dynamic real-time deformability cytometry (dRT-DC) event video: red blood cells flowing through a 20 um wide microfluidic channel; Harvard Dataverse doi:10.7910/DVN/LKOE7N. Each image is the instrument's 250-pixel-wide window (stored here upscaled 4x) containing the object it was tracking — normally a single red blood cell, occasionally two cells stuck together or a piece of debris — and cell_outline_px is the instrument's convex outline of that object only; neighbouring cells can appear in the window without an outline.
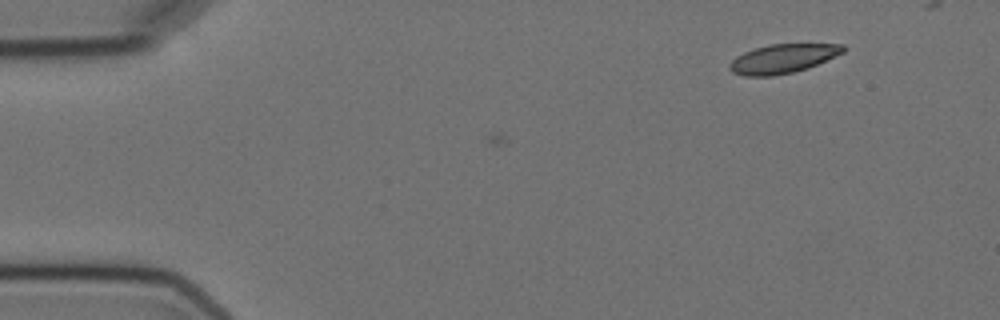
{"species": "Egyptian fruit bat (a non-hibernating species)", "species_latin": "Rousettus aegyptiacus", "temperature_condition": "cold", "stored_images_in_passage": 3, "camera_frame_rate_fps": 3000, "um_per_image_px": 0.085, "animal": {"sex": "female"}, "frame": {"image": 1, "passage_image": 3, "time_ms": 2.333, "image_size_px": [1000, 320], "cell_outline_px": [[844, 52], [808, 68], [792, 72], [772, 76], [744, 76], [732, 72], [728, 68], [728, 64], [736, 56], [744, 52], [768, 44], [844, 44]], "centroid_in_image_um": [66.5, 4.99], "position_along_channel_um": 18.5, "area_um2": 19.13}}